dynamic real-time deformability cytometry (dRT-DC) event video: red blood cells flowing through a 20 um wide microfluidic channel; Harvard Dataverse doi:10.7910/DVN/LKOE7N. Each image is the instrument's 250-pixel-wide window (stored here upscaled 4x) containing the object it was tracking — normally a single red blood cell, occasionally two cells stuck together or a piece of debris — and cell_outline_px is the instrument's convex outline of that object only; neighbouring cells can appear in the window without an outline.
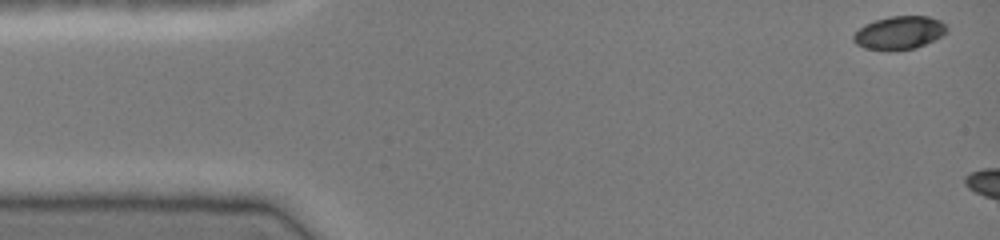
{"species": "common noctule bat (a hibernating species)", "species_latin": "Nyctalus noctula", "temperature_condition": "cold", "stored_images_in_passage": 3, "camera_frame_rate_fps": 3000, "um_per_image_px": 0.085, "animal": {"sex": "female", "body_mass_g": 19.0, "forearm_length_mm": 51.5}, "frame": {"image": 1, "passage_image": 1, "time_ms": 0.0, "image_size_px": [1000, 240], "cell_outline_px": [[948, 32], [916, 48], [864, 48], [856, 44], [852, 40], [852, 36], [864, 24], [876, 20], [892, 16], [928, 16], [940, 20], [948, 24]], "centroid_in_image_um": [76.47, 2.74], "position_along_channel_um": 8.5, "area_um2": 17.57}}